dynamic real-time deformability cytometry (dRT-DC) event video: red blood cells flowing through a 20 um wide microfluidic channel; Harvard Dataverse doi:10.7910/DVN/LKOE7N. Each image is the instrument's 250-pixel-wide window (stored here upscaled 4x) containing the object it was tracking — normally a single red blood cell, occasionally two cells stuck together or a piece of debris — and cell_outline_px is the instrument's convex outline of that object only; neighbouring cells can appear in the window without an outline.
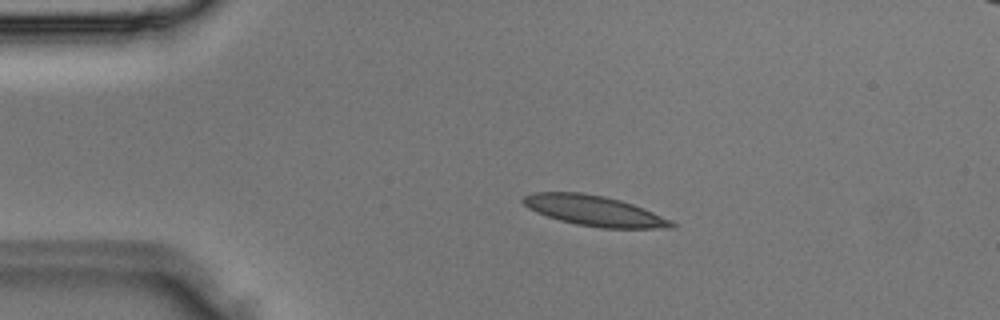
{"species": "Egyptian fruit bat (a non-hibernating species)", "species_latin": "Rousettus aegyptiacus", "temperature_condition": "room temperature", "stored_images_in_passage": 4, "camera_frame_rate_fps": 3000, "um_per_image_px": 0.085, "animal": {"sex": "male"}, "frame": {"image": 1, "passage_image": 2, "time_ms": 0.333, "image_size_px": [1000, 320], "cell_outline_px": [[676, 228], [600, 228], [576, 224], [560, 220], [536, 212], [528, 208], [520, 200], [524, 196], [532, 192], [580, 192], [604, 196], [620, 200], [644, 208], [672, 220], [676, 224]], "centroid_in_image_um": [50.52, 17.91], "position_along_channel_um": 34.5, "area_um2": 26.3}}